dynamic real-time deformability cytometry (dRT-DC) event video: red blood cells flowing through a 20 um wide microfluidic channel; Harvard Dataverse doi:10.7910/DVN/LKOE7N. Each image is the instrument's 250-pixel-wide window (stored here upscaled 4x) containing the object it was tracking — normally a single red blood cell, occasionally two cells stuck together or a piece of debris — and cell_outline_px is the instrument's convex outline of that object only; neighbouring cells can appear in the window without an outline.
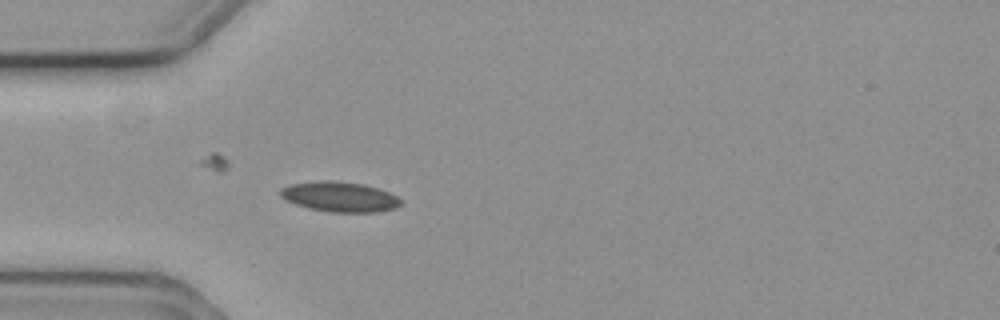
{"species": "common noctule bat (a hibernating species)", "species_latin": "Nyctalus noctula", "temperature_condition": "cold", "stored_images_in_passage": 3, "camera_frame_rate_fps": 3000, "um_per_image_px": 0.085, "animal": {"sex": "female", "body_mass_g": 19.3, "forearm_length_mm": 54.1}, "frame": {"image": 1, "passage_image": 3, "time_ms": 0.667, "image_size_px": [1000, 320], "cell_outline_px": [[400, 204], [396, 208], [376, 212], [328, 212], [308, 208], [284, 200], [280, 196], [280, 188], [292, 184], [324, 180], [332, 180], [364, 184], [388, 192], [396, 196], [400, 200]], "centroid_in_image_um": [28.84, 16.73], "position_along_channel_um": 56.2, "area_um2": 21.04}}